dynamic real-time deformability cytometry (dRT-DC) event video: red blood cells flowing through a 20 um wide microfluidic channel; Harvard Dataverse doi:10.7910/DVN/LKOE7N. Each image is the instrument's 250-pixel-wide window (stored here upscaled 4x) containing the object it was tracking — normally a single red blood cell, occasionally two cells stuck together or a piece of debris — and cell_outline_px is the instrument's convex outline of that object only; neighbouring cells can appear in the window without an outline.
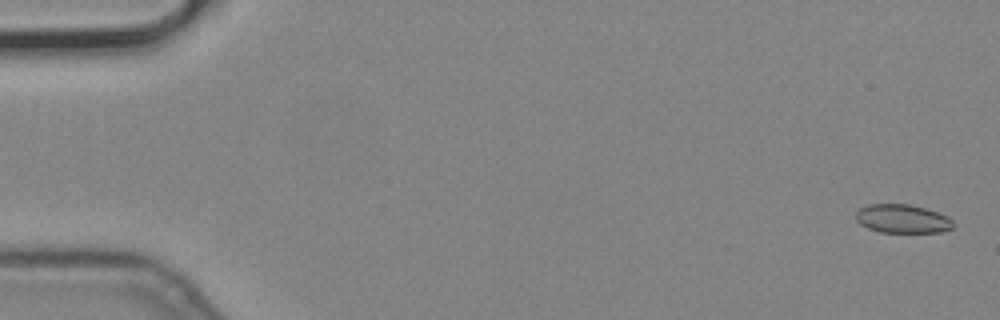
{"species": "common noctule bat (a hibernating species)", "species_latin": "Nyctalus noctula", "temperature_condition": "cold", "stored_images_in_passage": 5, "camera_frame_rate_fps": 3000, "um_per_image_px": 0.085, "animal": {"sex": "male", "body_mass_g": 19.2, "forearm_length_mm": 51.8}, "frame": {"image": 1, "passage_image": 1, "time_ms": 0.0, "image_size_px": [1000, 320], "cell_outline_px": [[952, 228], [940, 232], [880, 232], [868, 228], [860, 224], [856, 220], [856, 212], [860, 208], [868, 204], [908, 204], [924, 208], [948, 216], [952, 220]], "centroid_in_image_um": [76.68, 18.59], "position_along_channel_um": 8.3, "area_um2": 16.13}}